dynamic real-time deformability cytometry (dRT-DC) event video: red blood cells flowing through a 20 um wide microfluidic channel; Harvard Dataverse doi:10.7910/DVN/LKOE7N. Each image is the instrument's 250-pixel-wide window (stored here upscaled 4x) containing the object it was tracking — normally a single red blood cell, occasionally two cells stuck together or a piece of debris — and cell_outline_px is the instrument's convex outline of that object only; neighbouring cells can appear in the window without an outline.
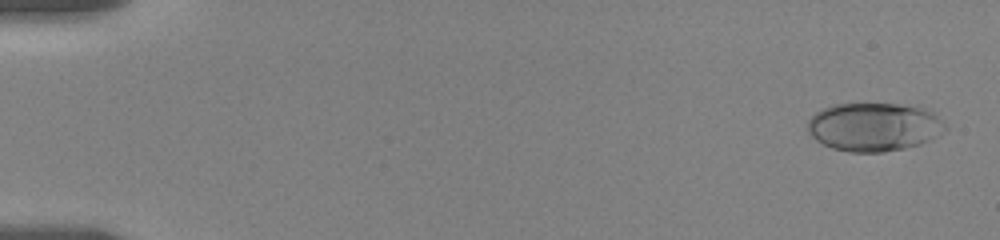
{"species": "human", "species_latin": "Homo sapiens", "temperature_condition": "room temperature", "stored_images_in_passage": 57, "camera_frame_rate_fps": 3000, "um_per_image_px": 0.085, "donor": {"sex": "female"}, "frame": {"image": 1, "passage_image": 2, "time_ms": 0.333, "image_size_px": [1000, 240], "cell_outline_px": [[948, 128], [928, 140], [920, 144], [904, 148], [884, 152], [848, 152], [832, 148], [816, 140], [808, 132], [808, 120], [816, 112], [824, 108], [836, 104], [920, 104], [932, 112]], "centroid_in_image_um": [74.3, 10.77], "position_along_channel_um": 10.7, "area_um2": 38.9}}
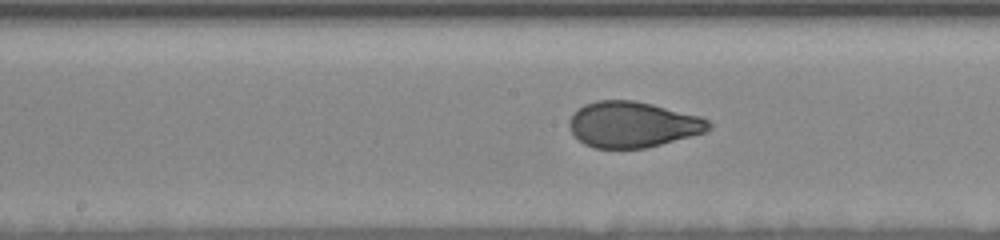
{"frame": {"image": 2, "passage_image": 30, "time_ms": 9.667, "image_size_px": [1000, 240], "cell_outline_px": [[712, 128], [704, 132], [660, 144], [644, 148], [592, 148], [584, 144], [568, 128], [568, 120], [576, 108], [584, 104], [596, 100], [632, 100], [652, 104], [700, 116], [708, 120], [712, 124]], "centroid_in_image_um": [53.73, 10.57], "position_along_channel_um": 194.5, "area_um2": 37.22}}
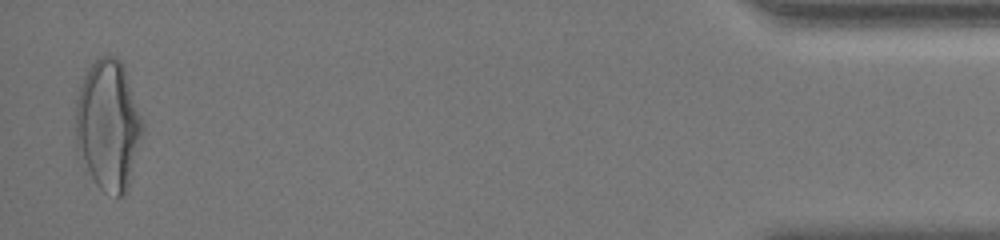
{"frame": {"image": 3, "passage_image": 56, "time_ms": 18.333, "image_size_px": [1000, 240], "cell_outline_px": [[144, 128], [128, 188], [124, 196], [116, 196], [104, 192], [96, 184], [76, 148], [76, 100], [80, 84], [84, 72], [92, 60], [100, 56], [116, 56], [124, 64], [144, 124]], "centroid_in_image_um": [9.2, 10.58], "position_along_channel_um": 426.0, "area_um2": 51.21}, "authors_computed_cell_mechanics": {"area_um2": 37.9168, "velocity_mm_per_s": 3.5482, "shape_relaxation_time_tau1_ms": 3.9693, "shape_relaxation_time_tau2_ms": null, "deformation_change_tau1": 0.1625, "deformation_change_tau2": null}}